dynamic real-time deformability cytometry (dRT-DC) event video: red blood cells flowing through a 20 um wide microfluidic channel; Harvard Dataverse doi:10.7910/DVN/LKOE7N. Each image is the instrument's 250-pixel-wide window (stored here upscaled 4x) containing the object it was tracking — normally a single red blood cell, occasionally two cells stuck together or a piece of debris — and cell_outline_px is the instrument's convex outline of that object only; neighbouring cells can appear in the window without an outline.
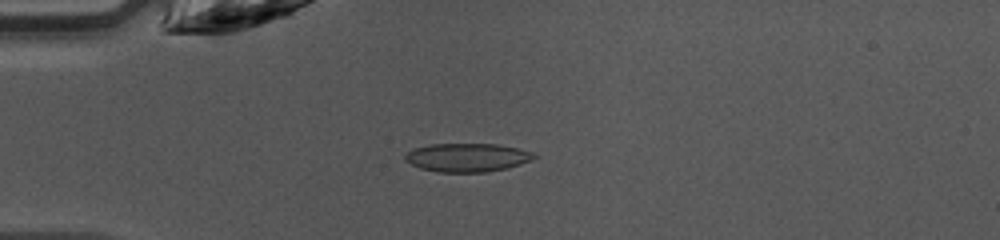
{"species": "common noctule bat (a hibernating species)", "species_latin": "Nyctalus noctula", "temperature_condition": "warm", "stored_images_in_passage": 46, "camera_frame_rate_fps": 3000, "um_per_image_px": 0.085, "animal": {"sex": "female", "body_mass_g": 10.0, "forearm_length_mm": 53.1}, "frame": {"image": 1, "passage_image": 12, "time_ms": 3.667, "image_size_px": [1000, 240], "cell_outline_px": [[536, 156], [520, 164], [508, 168], [488, 172], [436, 172], [420, 168], [404, 160], [404, 156], [408, 152], [416, 148], [428, 144], [496, 144], [536, 152]], "centroid_in_image_um": [39.7, 13.39], "position_along_channel_um": 45.3, "area_um2": 21.39}}
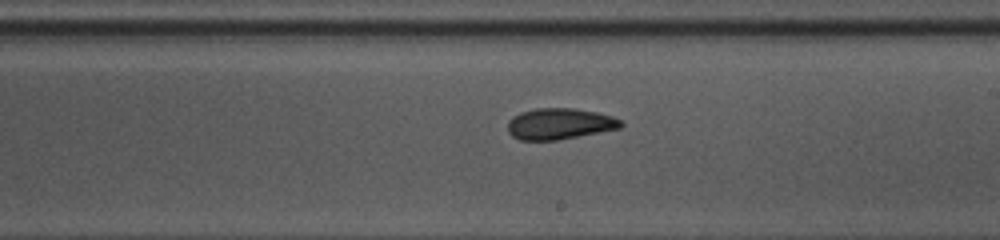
{"frame": {"image": 2, "passage_image": 27, "time_ms": 8.667, "image_size_px": [1000, 240], "cell_outline_px": [[624, 124], [620, 128], [600, 132], [556, 140], [520, 140], [512, 136], [508, 132], [508, 120], [512, 116], [520, 112], [536, 108], [576, 108], [596, 112], [612, 116], [620, 120]], "centroid_in_image_um": [47.54, 10.51], "position_along_channel_um": 241.5, "area_um2": 20.58}}
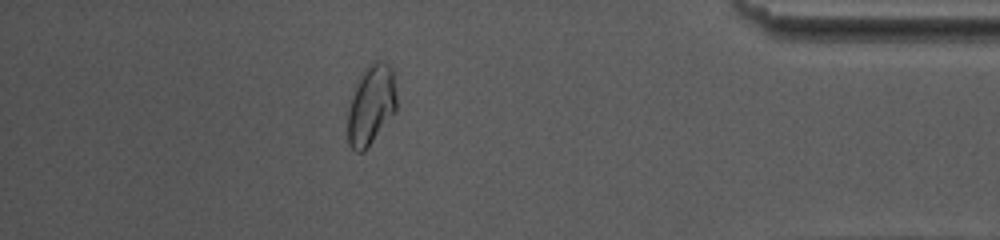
{"frame": {"image": 3, "passage_image": 41, "time_ms": 13.333, "image_size_px": [1000, 240], "cell_outline_px": [[396, 112], [364, 152], [356, 152], [348, 144], [348, 112], [352, 88], [360, 72], [372, 60], [380, 60], [388, 64], [392, 68], [396, 96]], "centroid_in_image_um": [31.52, 8.88], "position_along_channel_um": 403.7, "area_um2": 23.29}, "authors_computed_cell_mechanics": {"area_um2": 21.0392, "velocity_mm_per_s": 4.2478, "shape_relaxation_time_tau1_ms": null, "shape_relaxation_time_tau2_ms": 1.6017, "deformation_change_tau1": null, "deformation_change_tau2": 0.063}}